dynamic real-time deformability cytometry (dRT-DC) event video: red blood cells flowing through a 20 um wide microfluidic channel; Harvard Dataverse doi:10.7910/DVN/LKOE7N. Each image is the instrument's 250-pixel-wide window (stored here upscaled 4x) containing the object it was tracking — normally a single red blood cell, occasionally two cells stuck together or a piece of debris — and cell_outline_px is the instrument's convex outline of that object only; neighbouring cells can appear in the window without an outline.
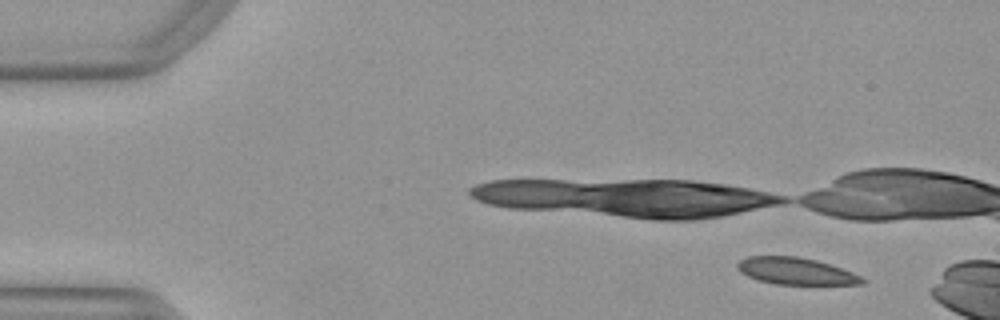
{"species": "Egyptian fruit bat (a non-hibernating species)", "species_latin": "Rousettus aegyptiacus", "temperature_condition": "warm", "stored_images_in_passage": 48, "camera_frame_rate_fps": 3000, "um_per_image_px": 0.085, "animal": {"sex": "female"}, "frame": {"image": 1, "passage_image": 1, "time_ms": 0.0, "image_size_px": [1000, 320], "cell_outline_px": [[868, 280], [864, 284], [776, 284], [760, 280], [748, 276], [740, 272], [736, 268], [736, 264], [740, 260], [748, 256], [796, 256], [816, 260], [852, 272]], "centroid_in_image_um": [67.63, 23.04], "position_along_channel_um": 17.4, "area_um2": 19.42}}
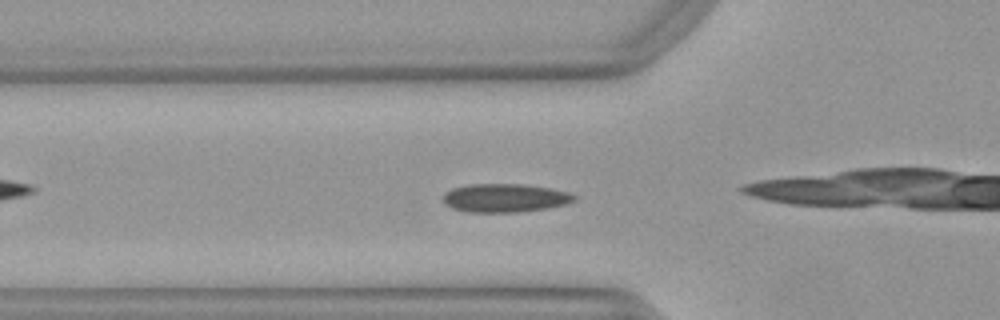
{"frame": {"image": 2, "passage_image": 14, "time_ms": 4.333, "image_size_px": [1000, 320], "cell_outline_px": [[576, 200], [564, 204], [548, 208], [520, 212], [468, 212], [452, 208], [444, 204], [444, 192], [452, 188], [468, 184], [524, 184], [552, 188], [568, 192], [576, 196]], "centroid_in_image_um": [42.91, 16.82], "position_along_channel_um": 82.9, "area_um2": 21.91}, "authors_computed_cell_mechanics": {"area_um2": 20.4323, "velocity_mm_per_s": 3.9818, "shape_relaxation_time_tau1_ms": 10.6639, "shape_relaxation_time_tau2_ms": 2.1739, "deformation_change_tau1": 0.1916, "deformation_change_tau2": 0.0454}}